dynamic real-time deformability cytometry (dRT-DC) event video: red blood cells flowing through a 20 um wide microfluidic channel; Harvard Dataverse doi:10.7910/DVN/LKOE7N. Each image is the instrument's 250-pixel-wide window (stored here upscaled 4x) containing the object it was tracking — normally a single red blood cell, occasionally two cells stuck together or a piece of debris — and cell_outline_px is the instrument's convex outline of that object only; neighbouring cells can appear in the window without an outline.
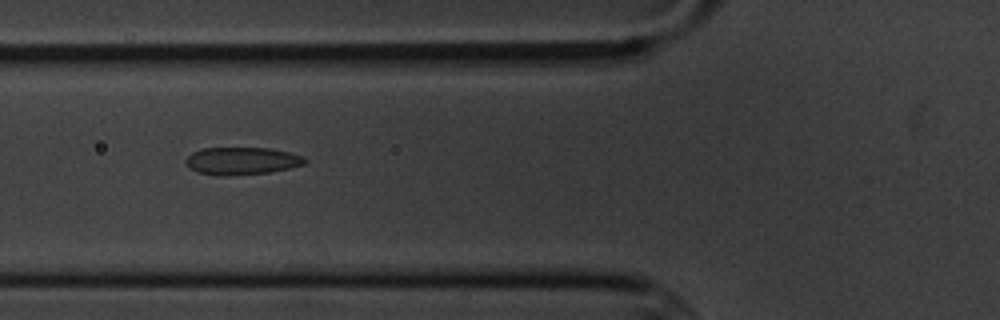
{"species": "common noctule bat (a hibernating species)", "species_latin": "Nyctalus noctula", "temperature_condition": "cold", "stored_images_in_passage": 6, "camera_frame_rate_fps": 3000, "um_per_image_px": 0.085, "animal": {"sex": "male", "body_mass_g": 20.1, "forearm_length_mm": 53.5}, "frame": {"image": 1, "passage_image": 2, "time_ms": 1.333, "image_size_px": [1000, 320], "cell_outline_px": [[308, 160], [304, 164], [288, 168], [268, 172], [228, 176], [216, 176], [196, 172], [184, 160], [192, 152], [204, 148], [268, 148], [288, 152], [304, 156]], "centroid_in_image_um": [20.55, 13.68], "position_along_channel_um": 105.3, "area_um2": 19.02}}
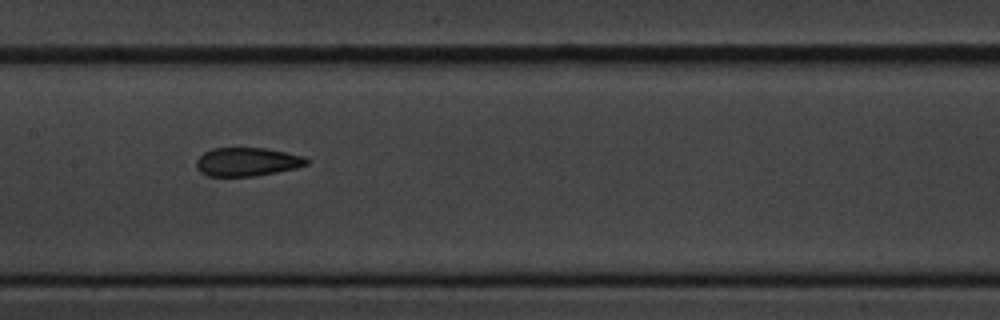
{"frame": {"image": 2, "passage_image": 4, "time_ms": 3.667, "image_size_px": [1000, 320], "cell_outline_px": [[308, 164], [296, 168], [256, 176], [208, 176], [200, 172], [196, 168], [196, 160], [204, 152], [212, 148], [268, 148], [304, 156], [308, 160]], "centroid_in_image_um": [21.0, 13.75], "position_along_channel_um": 186.4, "area_um2": 18.44}}
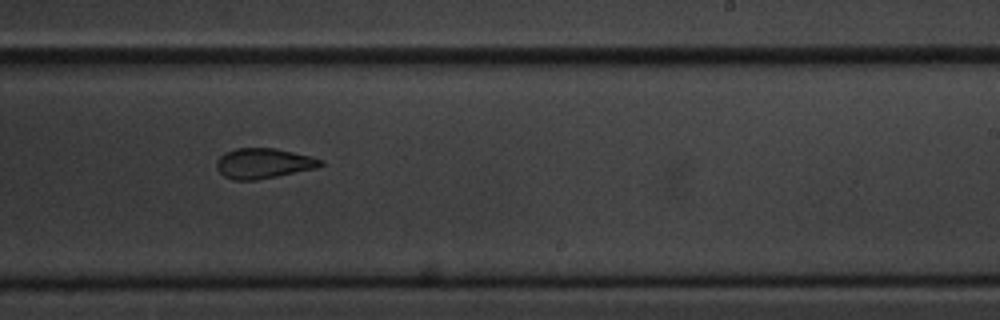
{"frame": {"image": 3, "passage_image": 6, "time_ms": 6.0, "image_size_px": [1000, 320], "cell_outline_px": [[324, 164], [316, 168], [256, 180], [232, 180], [224, 176], [216, 168], [216, 160], [220, 156], [236, 148], [276, 148], [324, 160]], "centroid_in_image_um": [22.37, 13.89], "position_along_channel_um": 266.6, "area_um2": 18.15}}